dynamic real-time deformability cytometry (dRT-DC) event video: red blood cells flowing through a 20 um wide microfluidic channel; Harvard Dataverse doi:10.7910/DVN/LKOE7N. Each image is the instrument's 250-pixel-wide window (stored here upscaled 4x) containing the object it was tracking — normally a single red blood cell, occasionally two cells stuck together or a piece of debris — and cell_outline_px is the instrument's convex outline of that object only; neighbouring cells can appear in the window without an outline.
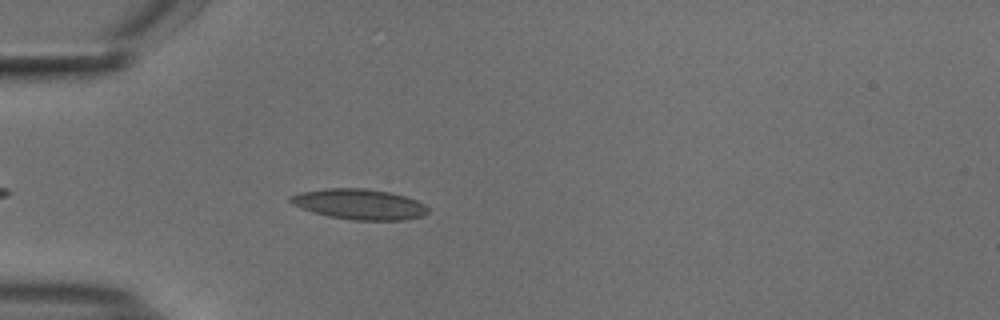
{"species": "common noctule bat (a hibernating species)", "species_latin": "Nyctalus noctula", "temperature_condition": "cold", "stored_images_in_passage": 30, "camera_frame_rate_fps": 3000, "um_per_image_px": 0.085, "animal": {"sex": "male", "body_mass_g": 18.8}, "frame": {"image": 1, "passage_image": 6, "time_ms": 1.667, "image_size_px": [1000, 320], "cell_outline_px": [[428, 212], [424, 216], [408, 220], [352, 220], [328, 216], [312, 212], [292, 204], [288, 200], [288, 196], [300, 192], [324, 188], [364, 188], [388, 192], [404, 196], [416, 200], [424, 204], [428, 208]], "centroid_in_image_um": [30.53, 17.36], "position_along_channel_um": 54.5, "area_um2": 24.57}}
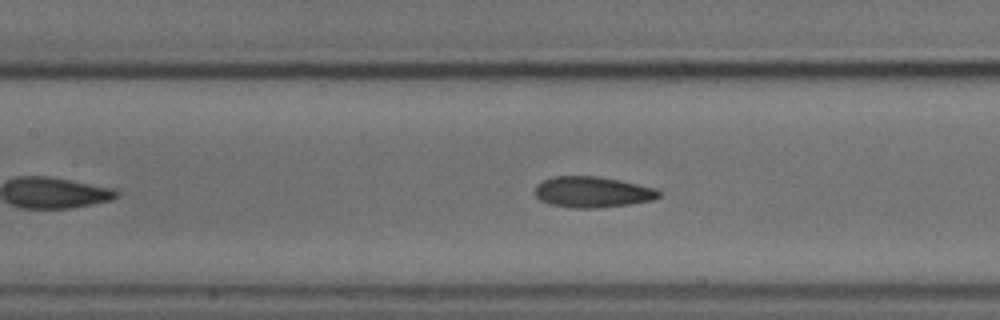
{"frame": {"image": 2, "passage_image": 15, "time_ms": 4.667, "image_size_px": [1000, 320], "cell_outline_px": [[660, 196], [652, 200], [628, 204], [596, 208], [576, 208], [548, 204], [540, 200], [536, 196], [536, 184], [552, 176], [596, 176], [620, 180], [656, 188], [660, 192]], "centroid_in_image_um": [50.34, 16.32], "position_along_channel_um": 157.1, "area_um2": 22.25}}
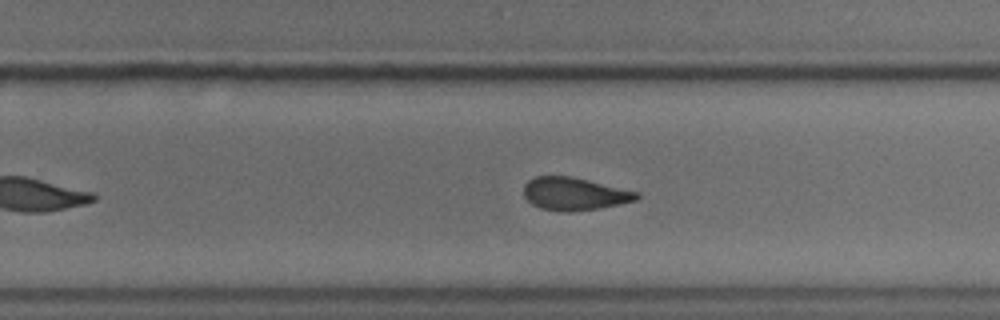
{"frame": {"image": 3, "passage_image": 25, "time_ms": 8.0, "image_size_px": [1000, 320], "cell_outline_px": [[640, 196], [636, 200], [600, 208], [572, 212], [560, 212], [540, 208], [532, 204], [524, 196], [524, 184], [528, 180], [536, 176], [572, 176], [640, 192]], "centroid_in_image_um": [48.82, 16.48], "position_along_channel_um": 281.0, "area_um2": 21.73}}